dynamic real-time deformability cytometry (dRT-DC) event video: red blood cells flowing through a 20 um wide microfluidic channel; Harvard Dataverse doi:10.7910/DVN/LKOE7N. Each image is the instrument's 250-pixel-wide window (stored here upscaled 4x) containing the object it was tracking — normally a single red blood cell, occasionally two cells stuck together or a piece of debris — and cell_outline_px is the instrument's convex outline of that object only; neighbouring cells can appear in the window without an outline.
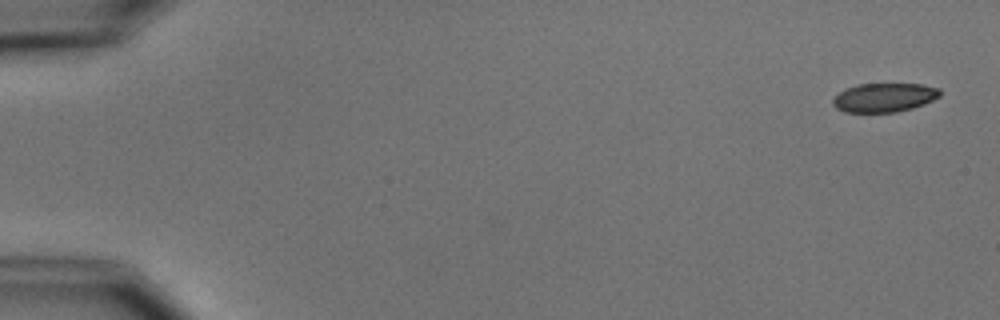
{"species": "common noctule bat (a hibernating species)", "species_latin": "Nyctalus noctula", "temperature_condition": "cold", "stored_images_in_passage": 5, "camera_frame_rate_fps": 3000, "um_per_image_px": 0.085, "animal": {"sex": "male", "body_mass_g": 15.6}, "frame": {"image": 1, "passage_image": 1, "time_ms": 0.0, "image_size_px": [1000, 320], "cell_outline_px": [[940, 96], [924, 104], [912, 108], [896, 112], [844, 112], [836, 108], [832, 104], [832, 100], [840, 92], [856, 84], [920, 84], [940, 88]], "centroid_in_image_um": [75.16, 8.29], "position_along_channel_um": 9.8, "area_um2": 17.98}}
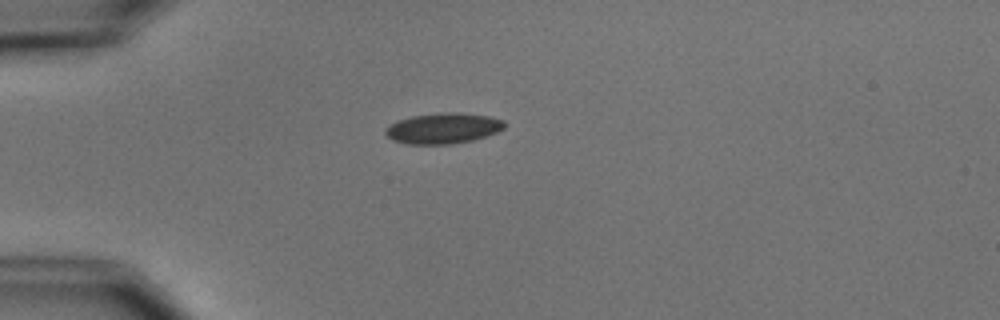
{"frame": {"image": 2, "passage_image": 5, "time_ms": 4.333, "image_size_px": [1000, 320], "cell_outline_px": [[504, 128], [496, 132], [472, 140], [452, 144], [408, 144], [392, 140], [384, 132], [396, 120], [412, 116], [444, 112], [456, 112], [488, 116], [504, 120]], "centroid_in_image_um": [37.66, 10.9], "position_along_channel_um": 47.3, "area_um2": 21.04}}